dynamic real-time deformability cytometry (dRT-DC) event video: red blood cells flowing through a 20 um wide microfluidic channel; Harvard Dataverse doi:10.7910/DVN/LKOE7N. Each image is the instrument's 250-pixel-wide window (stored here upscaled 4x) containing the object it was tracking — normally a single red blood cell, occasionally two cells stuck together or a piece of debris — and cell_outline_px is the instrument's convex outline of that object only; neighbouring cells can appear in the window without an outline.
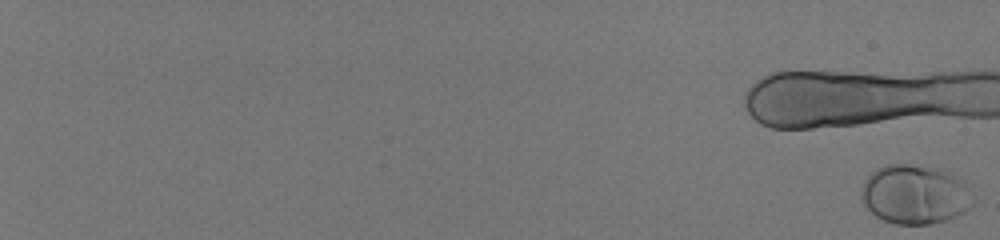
{"species": "human", "species_latin": "Homo sapiens", "temperature_condition": "room temperature", "stored_images_in_passage": 27, "camera_frame_rate_fps": 3000, "um_per_image_px": 0.085, "donor": {"sex": "male"}, "frame": {"image": 1, "passage_image": 1, "time_ms": 0.0, "image_size_px": [1000, 240], "cell_outline_px": [[976, 204], [964, 212], [948, 220], [928, 224], [896, 224], [884, 220], [876, 216], [864, 204], [860, 196], [860, 192], [864, 180], [876, 168], [888, 164], [908, 164], [940, 168], [952, 172], [960, 176], [964, 180], [976, 200]], "centroid_in_image_um": [77.83, 16.51], "position_along_channel_um": 7.2, "area_um2": 39.36}}